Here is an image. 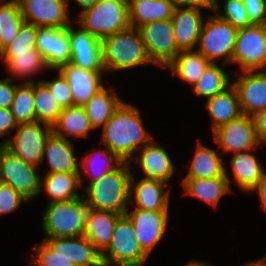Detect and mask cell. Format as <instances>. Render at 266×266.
<instances>
[{"instance_id":"obj_1","label":"cell","mask_w":266,"mask_h":266,"mask_svg":"<svg viewBox=\"0 0 266 266\" xmlns=\"http://www.w3.org/2000/svg\"><path fill=\"white\" fill-rule=\"evenodd\" d=\"M101 135L100 144L106 145L123 162L130 163L136 155L134 152L153 139L143 125L139 109L124 101L103 126Z\"/></svg>"},{"instance_id":"obj_2","label":"cell","mask_w":266,"mask_h":266,"mask_svg":"<svg viewBox=\"0 0 266 266\" xmlns=\"http://www.w3.org/2000/svg\"><path fill=\"white\" fill-rule=\"evenodd\" d=\"M34 249V266H103L101 252L85 236L46 237Z\"/></svg>"},{"instance_id":"obj_3","label":"cell","mask_w":266,"mask_h":266,"mask_svg":"<svg viewBox=\"0 0 266 266\" xmlns=\"http://www.w3.org/2000/svg\"><path fill=\"white\" fill-rule=\"evenodd\" d=\"M130 162H122L116 169L87 184L84 201L90 209L125 214L130 200Z\"/></svg>"},{"instance_id":"obj_4","label":"cell","mask_w":266,"mask_h":266,"mask_svg":"<svg viewBox=\"0 0 266 266\" xmlns=\"http://www.w3.org/2000/svg\"><path fill=\"white\" fill-rule=\"evenodd\" d=\"M104 71L126 70L144 64L149 59L138 29L129 27L101 41Z\"/></svg>"},{"instance_id":"obj_5","label":"cell","mask_w":266,"mask_h":266,"mask_svg":"<svg viewBox=\"0 0 266 266\" xmlns=\"http://www.w3.org/2000/svg\"><path fill=\"white\" fill-rule=\"evenodd\" d=\"M78 14L81 28L101 41L130 27L128 0H99Z\"/></svg>"},{"instance_id":"obj_6","label":"cell","mask_w":266,"mask_h":266,"mask_svg":"<svg viewBox=\"0 0 266 266\" xmlns=\"http://www.w3.org/2000/svg\"><path fill=\"white\" fill-rule=\"evenodd\" d=\"M43 213V230L46 237L84 236L89 207L83 196L68 201L47 204Z\"/></svg>"},{"instance_id":"obj_7","label":"cell","mask_w":266,"mask_h":266,"mask_svg":"<svg viewBox=\"0 0 266 266\" xmlns=\"http://www.w3.org/2000/svg\"><path fill=\"white\" fill-rule=\"evenodd\" d=\"M101 257L103 266H143L148 259L139 246L132 222L126 214L117 219L111 243Z\"/></svg>"},{"instance_id":"obj_8","label":"cell","mask_w":266,"mask_h":266,"mask_svg":"<svg viewBox=\"0 0 266 266\" xmlns=\"http://www.w3.org/2000/svg\"><path fill=\"white\" fill-rule=\"evenodd\" d=\"M206 19L199 36L197 51L211 63H217L218 58H223L224 63L232 62L239 29L217 15L208 16Z\"/></svg>"},{"instance_id":"obj_9","label":"cell","mask_w":266,"mask_h":266,"mask_svg":"<svg viewBox=\"0 0 266 266\" xmlns=\"http://www.w3.org/2000/svg\"><path fill=\"white\" fill-rule=\"evenodd\" d=\"M37 168L0 145V182L10 185L29 202L40 194L41 176Z\"/></svg>"},{"instance_id":"obj_10","label":"cell","mask_w":266,"mask_h":266,"mask_svg":"<svg viewBox=\"0 0 266 266\" xmlns=\"http://www.w3.org/2000/svg\"><path fill=\"white\" fill-rule=\"evenodd\" d=\"M40 124L36 121L17 125L14 136H8L2 145L24 162L39 167L43 160L45 142L52 133L51 126Z\"/></svg>"},{"instance_id":"obj_11","label":"cell","mask_w":266,"mask_h":266,"mask_svg":"<svg viewBox=\"0 0 266 266\" xmlns=\"http://www.w3.org/2000/svg\"><path fill=\"white\" fill-rule=\"evenodd\" d=\"M149 59L154 65L166 67L180 53L171 19L156 20L138 28Z\"/></svg>"},{"instance_id":"obj_12","label":"cell","mask_w":266,"mask_h":266,"mask_svg":"<svg viewBox=\"0 0 266 266\" xmlns=\"http://www.w3.org/2000/svg\"><path fill=\"white\" fill-rule=\"evenodd\" d=\"M232 62L239 64L241 71L266 70L265 24H253L238 30Z\"/></svg>"},{"instance_id":"obj_13","label":"cell","mask_w":266,"mask_h":266,"mask_svg":"<svg viewBox=\"0 0 266 266\" xmlns=\"http://www.w3.org/2000/svg\"><path fill=\"white\" fill-rule=\"evenodd\" d=\"M223 152H245L262 146L258 141L252 117L246 114L222 125L213 132Z\"/></svg>"},{"instance_id":"obj_14","label":"cell","mask_w":266,"mask_h":266,"mask_svg":"<svg viewBox=\"0 0 266 266\" xmlns=\"http://www.w3.org/2000/svg\"><path fill=\"white\" fill-rule=\"evenodd\" d=\"M23 20L37 27L67 28L71 23L65 0H19Z\"/></svg>"},{"instance_id":"obj_15","label":"cell","mask_w":266,"mask_h":266,"mask_svg":"<svg viewBox=\"0 0 266 266\" xmlns=\"http://www.w3.org/2000/svg\"><path fill=\"white\" fill-rule=\"evenodd\" d=\"M132 222L142 251L149 256L167 231L169 211H151L135 208L125 213Z\"/></svg>"},{"instance_id":"obj_16","label":"cell","mask_w":266,"mask_h":266,"mask_svg":"<svg viewBox=\"0 0 266 266\" xmlns=\"http://www.w3.org/2000/svg\"><path fill=\"white\" fill-rule=\"evenodd\" d=\"M36 49L43 55L48 67L56 70L71 62L68 27H38Z\"/></svg>"},{"instance_id":"obj_17","label":"cell","mask_w":266,"mask_h":266,"mask_svg":"<svg viewBox=\"0 0 266 266\" xmlns=\"http://www.w3.org/2000/svg\"><path fill=\"white\" fill-rule=\"evenodd\" d=\"M242 76L232 82L242 114L254 116L266 109V70L241 71Z\"/></svg>"},{"instance_id":"obj_18","label":"cell","mask_w":266,"mask_h":266,"mask_svg":"<svg viewBox=\"0 0 266 266\" xmlns=\"http://www.w3.org/2000/svg\"><path fill=\"white\" fill-rule=\"evenodd\" d=\"M60 72L70 85L74 106H83L104 87L102 73L104 70H87L71 63L60 66Z\"/></svg>"},{"instance_id":"obj_19","label":"cell","mask_w":266,"mask_h":266,"mask_svg":"<svg viewBox=\"0 0 266 266\" xmlns=\"http://www.w3.org/2000/svg\"><path fill=\"white\" fill-rule=\"evenodd\" d=\"M169 185L161 180L141 178L137 182L132 173L130 179V200L136 208L151 211H168L170 191L165 192V186ZM134 196V199L132 198ZM133 199V200H132Z\"/></svg>"},{"instance_id":"obj_20","label":"cell","mask_w":266,"mask_h":266,"mask_svg":"<svg viewBox=\"0 0 266 266\" xmlns=\"http://www.w3.org/2000/svg\"><path fill=\"white\" fill-rule=\"evenodd\" d=\"M202 9L175 7L171 18L179 51L194 50L203 26Z\"/></svg>"},{"instance_id":"obj_21","label":"cell","mask_w":266,"mask_h":266,"mask_svg":"<svg viewBox=\"0 0 266 266\" xmlns=\"http://www.w3.org/2000/svg\"><path fill=\"white\" fill-rule=\"evenodd\" d=\"M154 138L140 150V157L137 154L135 161L139 164L144 178L157 179L165 183L175 173V166L164 148L158 147Z\"/></svg>"},{"instance_id":"obj_22","label":"cell","mask_w":266,"mask_h":266,"mask_svg":"<svg viewBox=\"0 0 266 266\" xmlns=\"http://www.w3.org/2000/svg\"><path fill=\"white\" fill-rule=\"evenodd\" d=\"M73 145L71 140L59 137L53 132L49 135L44 145L42 160V163L45 157L48 160V173H80Z\"/></svg>"},{"instance_id":"obj_23","label":"cell","mask_w":266,"mask_h":266,"mask_svg":"<svg viewBox=\"0 0 266 266\" xmlns=\"http://www.w3.org/2000/svg\"><path fill=\"white\" fill-rule=\"evenodd\" d=\"M225 174L215 178H184L182 179L184 193L217 207L219 200L228 192H232L227 169Z\"/></svg>"},{"instance_id":"obj_24","label":"cell","mask_w":266,"mask_h":266,"mask_svg":"<svg viewBox=\"0 0 266 266\" xmlns=\"http://www.w3.org/2000/svg\"><path fill=\"white\" fill-rule=\"evenodd\" d=\"M121 215L122 214L116 212L89 208L85 222L84 236L90 240L101 253L111 243L117 219Z\"/></svg>"},{"instance_id":"obj_25","label":"cell","mask_w":266,"mask_h":266,"mask_svg":"<svg viewBox=\"0 0 266 266\" xmlns=\"http://www.w3.org/2000/svg\"><path fill=\"white\" fill-rule=\"evenodd\" d=\"M174 10L171 0H128L130 27L138 29L156 20L171 19Z\"/></svg>"},{"instance_id":"obj_26","label":"cell","mask_w":266,"mask_h":266,"mask_svg":"<svg viewBox=\"0 0 266 266\" xmlns=\"http://www.w3.org/2000/svg\"><path fill=\"white\" fill-rule=\"evenodd\" d=\"M204 107L212 118V133L242 115L238 94L232 84L223 92L207 99Z\"/></svg>"},{"instance_id":"obj_27","label":"cell","mask_w":266,"mask_h":266,"mask_svg":"<svg viewBox=\"0 0 266 266\" xmlns=\"http://www.w3.org/2000/svg\"><path fill=\"white\" fill-rule=\"evenodd\" d=\"M81 174V170L80 173H46L41 178L40 193L45 190L51 199L49 203L79 198L78 188L83 185Z\"/></svg>"},{"instance_id":"obj_28","label":"cell","mask_w":266,"mask_h":266,"mask_svg":"<svg viewBox=\"0 0 266 266\" xmlns=\"http://www.w3.org/2000/svg\"><path fill=\"white\" fill-rule=\"evenodd\" d=\"M256 156L249 151L234 153L230 161L233 179L245 192H252L264 174V169Z\"/></svg>"},{"instance_id":"obj_29","label":"cell","mask_w":266,"mask_h":266,"mask_svg":"<svg viewBox=\"0 0 266 266\" xmlns=\"http://www.w3.org/2000/svg\"><path fill=\"white\" fill-rule=\"evenodd\" d=\"M122 102L123 100L118 97L116 91H113V89L109 90L103 87L94 94L88 102L83 105L92 128L96 129L100 126L103 128Z\"/></svg>"},{"instance_id":"obj_30","label":"cell","mask_w":266,"mask_h":266,"mask_svg":"<svg viewBox=\"0 0 266 266\" xmlns=\"http://www.w3.org/2000/svg\"><path fill=\"white\" fill-rule=\"evenodd\" d=\"M89 118L83 106L63 108L52 132L62 138L86 137L92 130Z\"/></svg>"},{"instance_id":"obj_31","label":"cell","mask_w":266,"mask_h":266,"mask_svg":"<svg viewBox=\"0 0 266 266\" xmlns=\"http://www.w3.org/2000/svg\"><path fill=\"white\" fill-rule=\"evenodd\" d=\"M197 143L192 163L185 178H215L226 175L225 164L216 150L204 146L200 140Z\"/></svg>"},{"instance_id":"obj_32","label":"cell","mask_w":266,"mask_h":266,"mask_svg":"<svg viewBox=\"0 0 266 266\" xmlns=\"http://www.w3.org/2000/svg\"><path fill=\"white\" fill-rule=\"evenodd\" d=\"M0 59L5 62L8 72L19 79L31 77L44 69L50 70L43 55L36 48L29 53H0Z\"/></svg>"},{"instance_id":"obj_33","label":"cell","mask_w":266,"mask_h":266,"mask_svg":"<svg viewBox=\"0 0 266 266\" xmlns=\"http://www.w3.org/2000/svg\"><path fill=\"white\" fill-rule=\"evenodd\" d=\"M210 63L197 50H188L180 51L167 67L173 76L193 86Z\"/></svg>"},{"instance_id":"obj_34","label":"cell","mask_w":266,"mask_h":266,"mask_svg":"<svg viewBox=\"0 0 266 266\" xmlns=\"http://www.w3.org/2000/svg\"><path fill=\"white\" fill-rule=\"evenodd\" d=\"M231 80L229 74L219 65L210 63L191 90L198 97L202 96L209 99L228 88L232 84Z\"/></svg>"},{"instance_id":"obj_35","label":"cell","mask_w":266,"mask_h":266,"mask_svg":"<svg viewBox=\"0 0 266 266\" xmlns=\"http://www.w3.org/2000/svg\"><path fill=\"white\" fill-rule=\"evenodd\" d=\"M34 111L35 122L53 126L62 112V107L51 94L46 85L40 80L34 82Z\"/></svg>"},{"instance_id":"obj_36","label":"cell","mask_w":266,"mask_h":266,"mask_svg":"<svg viewBox=\"0 0 266 266\" xmlns=\"http://www.w3.org/2000/svg\"><path fill=\"white\" fill-rule=\"evenodd\" d=\"M34 81L28 80L18 84L12 101L11 112L15 122L19 124L35 122Z\"/></svg>"},{"instance_id":"obj_37","label":"cell","mask_w":266,"mask_h":266,"mask_svg":"<svg viewBox=\"0 0 266 266\" xmlns=\"http://www.w3.org/2000/svg\"><path fill=\"white\" fill-rule=\"evenodd\" d=\"M98 155L100 158H104V159H100L98 157V160L96 161V158ZM81 166H79V168L82 170H84L86 172V174L88 175L89 178H91L90 182H93L97 179H100L102 176H104L105 174L113 171L114 169H116L123 161L121 159H119L114 153H112L108 148L104 149H100L99 151H95L93 153H90L89 155H86L84 157H82L81 159ZM101 160V161H100ZM102 165L104 164V166L102 167L101 162H103ZM100 162V163H99Z\"/></svg>"},{"instance_id":"obj_38","label":"cell","mask_w":266,"mask_h":266,"mask_svg":"<svg viewBox=\"0 0 266 266\" xmlns=\"http://www.w3.org/2000/svg\"><path fill=\"white\" fill-rule=\"evenodd\" d=\"M24 22L18 3L0 5V52L18 36Z\"/></svg>"},{"instance_id":"obj_39","label":"cell","mask_w":266,"mask_h":266,"mask_svg":"<svg viewBox=\"0 0 266 266\" xmlns=\"http://www.w3.org/2000/svg\"><path fill=\"white\" fill-rule=\"evenodd\" d=\"M223 10L224 12H221L219 3L216 0L213 12L219 18L228 21L237 29L253 25L249 20L242 0H225Z\"/></svg>"},{"instance_id":"obj_40","label":"cell","mask_w":266,"mask_h":266,"mask_svg":"<svg viewBox=\"0 0 266 266\" xmlns=\"http://www.w3.org/2000/svg\"><path fill=\"white\" fill-rule=\"evenodd\" d=\"M37 29V26L24 22L18 36L0 53H29L36 48Z\"/></svg>"},{"instance_id":"obj_41","label":"cell","mask_w":266,"mask_h":266,"mask_svg":"<svg viewBox=\"0 0 266 266\" xmlns=\"http://www.w3.org/2000/svg\"><path fill=\"white\" fill-rule=\"evenodd\" d=\"M71 52L102 51L101 40L81 27L68 26Z\"/></svg>"},{"instance_id":"obj_42","label":"cell","mask_w":266,"mask_h":266,"mask_svg":"<svg viewBox=\"0 0 266 266\" xmlns=\"http://www.w3.org/2000/svg\"><path fill=\"white\" fill-rule=\"evenodd\" d=\"M41 81L49 89V91L57 100L62 109L74 106L70 85L60 72L58 77H56L52 81Z\"/></svg>"},{"instance_id":"obj_43","label":"cell","mask_w":266,"mask_h":266,"mask_svg":"<svg viewBox=\"0 0 266 266\" xmlns=\"http://www.w3.org/2000/svg\"><path fill=\"white\" fill-rule=\"evenodd\" d=\"M23 202H29L10 185L0 182V215L14 212Z\"/></svg>"},{"instance_id":"obj_44","label":"cell","mask_w":266,"mask_h":266,"mask_svg":"<svg viewBox=\"0 0 266 266\" xmlns=\"http://www.w3.org/2000/svg\"><path fill=\"white\" fill-rule=\"evenodd\" d=\"M70 63L87 70H104L102 51L71 52Z\"/></svg>"},{"instance_id":"obj_45","label":"cell","mask_w":266,"mask_h":266,"mask_svg":"<svg viewBox=\"0 0 266 266\" xmlns=\"http://www.w3.org/2000/svg\"><path fill=\"white\" fill-rule=\"evenodd\" d=\"M252 24L266 23V0H242Z\"/></svg>"},{"instance_id":"obj_46","label":"cell","mask_w":266,"mask_h":266,"mask_svg":"<svg viewBox=\"0 0 266 266\" xmlns=\"http://www.w3.org/2000/svg\"><path fill=\"white\" fill-rule=\"evenodd\" d=\"M12 78L0 80V108L11 109L17 84H12Z\"/></svg>"},{"instance_id":"obj_47","label":"cell","mask_w":266,"mask_h":266,"mask_svg":"<svg viewBox=\"0 0 266 266\" xmlns=\"http://www.w3.org/2000/svg\"><path fill=\"white\" fill-rule=\"evenodd\" d=\"M11 109L0 108V137L8 136L12 130L17 128Z\"/></svg>"},{"instance_id":"obj_48","label":"cell","mask_w":266,"mask_h":266,"mask_svg":"<svg viewBox=\"0 0 266 266\" xmlns=\"http://www.w3.org/2000/svg\"><path fill=\"white\" fill-rule=\"evenodd\" d=\"M258 141L266 144V109L252 116Z\"/></svg>"},{"instance_id":"obj_49","label":"cell","mask_w":266,"mask_h":266,"mask_svg":"<svg viewBox=\"0 0 266 266\" xmlns=\"http://www.w3.org/2000/svg\"><path fill=\"white\" fill-rule=\"evenodd\" d=\"M175 7L209 9L213 12L216 0H171Z\"/></svg>"},{"instance_id":"obj_50","label":"cell","mask_w":266,"mask_h":266,"mask_svg":"<svg viewBox=\"0 0 266 266\" xmlns=\"http://www.w3.org/2000/svg\"><path fill=\"white\" fill-rule=\"evenodd\" d=\"M255 191L258 192V196L261 201V207L263 211L266 212V172H264L256 187L252 190V192Z\"/></svg>"},{"instance_id":"obj_51","label":"cell","mask_w":266,"mask_h":266,"mask_svg":"<svg viewBox=\"0 0 266 266\" xmlns=\"http://www.w3.org/2000/svg\"><path fill=\"white\" fill-rule=\"evenodd\" d=\"M79 6L82 7V10H85L86 8H89L93 6L95 3H97L99 0H75ZM67 4H69V0L66 1Z\"/></svg>"},{"instance_id":"obj_52","label":"cell","mask_w":266,"mask_h":266,"mask_svg":"<svg viewBox=\"0 0 266 266\" xmlns=\"http://www.w3.org/2000/svg\"><path fill=\"white\" fill-rule=\"evenodd\" d=\"M244 266H266V258L259 259L257 261H251L245 264Z\"/></svg>"},{"instance_id":"obj_53","label":"cell","mask_w":266,"mask_h":266,"mask_svg":"<svg viewBox=\"0 0 266 266\" xmlns=\"http://www.w3.org/2000/svg\"><path fill=\"white\" fill-rule=\"evenodd\" d=\"M184 266H212V265H209L208 263H204V262H200V261H197V260H192L190 261L188 264L184 265Z\"/></svg>"},{"instance_id":"obj_54","label":"cell","mask_w":266,"mask_h":266,"mask_svg":"<svg viewBox=\"0 0 266 266\" xmlns=\"http://www.w3.org/2000/svg\"><path fill=\"white\" fill-rule=\"evenodd\" d=\"M2 0H0V5H5V4H13V3H18L19 0H9L6 2V0H4V2H1Z\"/></svg>"}]
</instances>
